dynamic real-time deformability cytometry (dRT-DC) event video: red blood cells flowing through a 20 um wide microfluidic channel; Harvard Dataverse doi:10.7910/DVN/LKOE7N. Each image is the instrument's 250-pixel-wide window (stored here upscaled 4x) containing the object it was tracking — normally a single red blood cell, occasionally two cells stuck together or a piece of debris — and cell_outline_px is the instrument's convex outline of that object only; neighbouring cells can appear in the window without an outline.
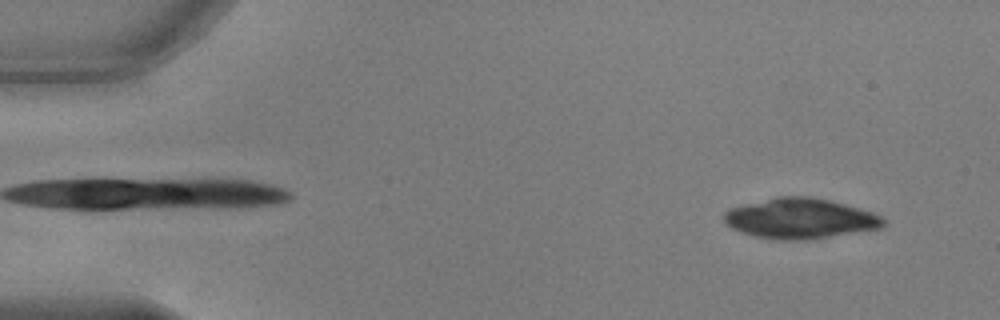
{"species": "common noctule bat (a hibernating species)", "species_latin": "Nyctalus noctula", "temperature_condition": "warm", "stored_images_in_passage": 10, "camera_frame_rate_fps": 3000, "um_per_image_px": 0.085, "animal": {"sex": "male", "body_mass_g": 17.9, "forearm_length_mm": 54.2}, "frame": {"image": 1, "passage_image": 2, "time_ms": 0.333, "image_size_px": [1000, 320], "cell_outline_px": [[888, 224], [880, 228], [804, 240], [780, 240], [756, 236], [732, 228], [724, 224], [724, 212], [728, 208], [776, 196], [812, 196], [832, 200], [872, 212], [880, 216]], "centroid_in_image_um": [67.99, 18.55], "position_along_channel_um": 17.0, "area_um2": 37.4}}